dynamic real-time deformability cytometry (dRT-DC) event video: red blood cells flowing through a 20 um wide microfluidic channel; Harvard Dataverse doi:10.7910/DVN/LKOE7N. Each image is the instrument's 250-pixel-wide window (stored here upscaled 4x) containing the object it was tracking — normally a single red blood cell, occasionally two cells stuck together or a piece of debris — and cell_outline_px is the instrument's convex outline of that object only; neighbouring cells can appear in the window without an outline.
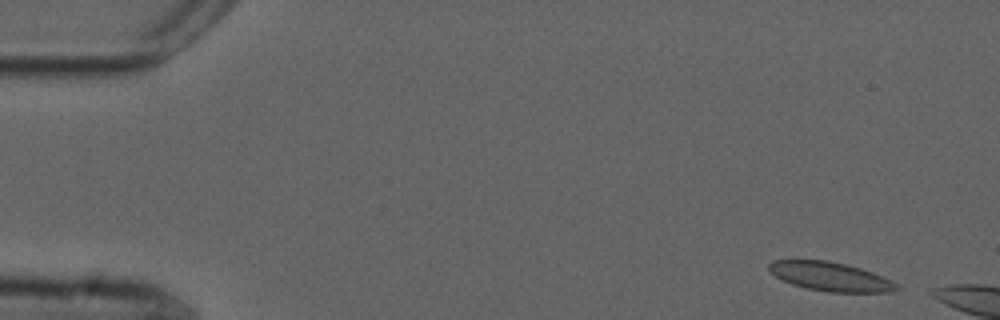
{"species": "common noctule bat (a hibernating species)", "species_latin": "Nyctalus noctula", "temperature_condition": "cold", "stored_images_in_passage": 12, "camera_frame_rate_fps": 3000, "um_per_image_px": 0.085, "animal": {"sex": "male", "forearm_length_mm": 52.5}, "frame": {"image": 1, "passage_image": 3, "time_ms": 0.667, "image_size_px": [1000, 320], "cell_outline_px": [[900, 288], [888, 292], [828, 292], [808, 288], [792, 284], [776, 276], [768, 268], [768, 264], [772, 260], [828, 260], [860, 268], [872, 272], [896, 284]], "centroid_in_image_um": [70.55, 23.5], "position_along_channel_um": 14.5, "area_um2": 21.1}}